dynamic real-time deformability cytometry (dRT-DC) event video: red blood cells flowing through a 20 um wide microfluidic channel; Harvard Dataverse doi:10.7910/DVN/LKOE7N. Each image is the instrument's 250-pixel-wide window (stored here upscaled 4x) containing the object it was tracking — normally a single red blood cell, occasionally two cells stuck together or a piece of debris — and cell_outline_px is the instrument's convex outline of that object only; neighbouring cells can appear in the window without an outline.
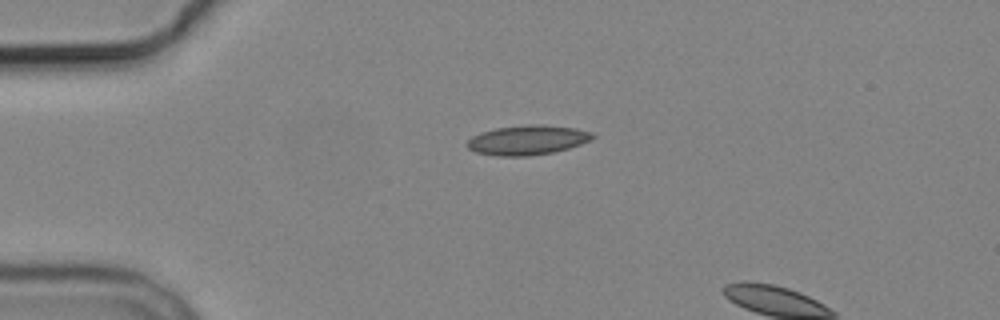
{"species": "common noctule bat (a hibernating species)", "species_latin": "Nyctalus noctula", "temperature_condition": "cold", "stored_images_in_passage": 2, "camera_frame_rate_fps": 3000, "um_per_image_px": 0.085, "animal": {"sex": "male", "body_mass_g": 19.2, "forearm_length_mm": 51.8}, "frame": {"image": 1, "passage_image": 1, "time_ms": 0.0, "image_size_px": [1000, 320], "cell_outline_px": [[596, 136], [592, 140], [568, 148], [552, 152], [528, 156], [496, 156], [476, 152], [468, 148], [464, 144], [472, 136], [480, 132], [496, 128], [528, 124], [544, 124], [576, 128], [592, 132]], "centroid_in_image_um": [44.83, 11.89], "position_along_channel_um": 40.2, "area_um2": 21.85}}